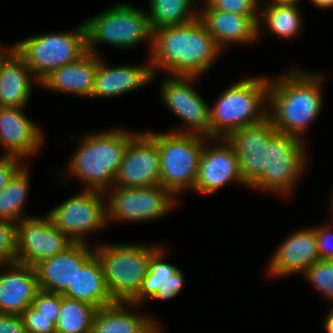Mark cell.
<instances>
[{
    "label": "cell",
    "instance_id": "28",
    "mask_svg": "<svg viewBox=\"0 0 333 333\" xmlns=\"http://www.w3.org/2000/svg\"><path fill=\"white\" fill-rule=\"evenodd\" d=\"M96 311V307L86 302L61 295L56 333H91Z\"/></svg>",
    "mask_w": 333,
    "mask_h": 333
},
{
    "label": "cell",
    "instance_id": "7",
    "mask_svg": "<svg viewBox=\"0 0 333 333\" xmlns=\"http://www.w3.org/2000/svg\"><path fill=\"white\" fill-rule=\"evenodd\" d=\"M14 46L40 85L53 71L77 61L87 52L85 26L83 23L72 33L28 37Z\"/></svg>",
    "mask_w": 333,
    "mask_h": 333
},
{
    "label": "cell",
    "instance_id": "43",
    "mask_svg": "<svg viewBox=\"0 0 333 333\" xmlns=\"http://www.w3.org/2000/svg\"><path fill=\"white\" fill-rule=\"evenodd\" d=\"M2 49H0V68H1V65L3 64V62L5 61V59L7 58L6 55H3V51L1 52Z\"/></svg>",
    "mask_w": 333,
    "mask_h": 333
},
{
    "label": "cell",
    "instance_id": "6",
    "mask_svg": "<svg viewBox=\"0 0 333 333\" xmlns=\"http://www.w3.org/2000/svg\"><path fill=\"white\" fill-rule=\"evenodd\" d=\"M147 134L159 149L160 185L173 195L187 187L194 190L204 136L176 132Z\"/></svg>",
    "mask_w": 333,
    "mask_h": 333
},
{
    "label": "cell",
    "instance_id": "8",
    "mask_svg": "<svg viewBox=\"0 0 333 333\" xmlns=\"http://www.w3.org/2000/svg\"><path fill=\"white\" fill-rule=\"evenodd\" d=\"M86 49L95 52V44L108 43L115 47L129 48L143 40L151 42L153 31L148 14L130 4H118L84 22Z\"/></svg>",
    "mask_w": 333,
    "mask_h": 333
},
{
    "label": "cell",
    "instance_id": "1",
    "mask_svg": "<svg viewBox=\"0 0 333 333\" xmlns=\"http://www.w3.org/2000/svg\"><path fill=\"white\" fill-rule=\"evenodd\" d=\"M221 49L199 18L175 26L153 30L150 63L153 75L162 68L174 76L205 73Z\"/></svg>",
    "mask_w": 333,
    "mask_h": 333
},
{
    "label": "cell",
    "instance_id": "34",
    "mask_svg": "<svg viewBox=\"0 0 333 333\" xmlns=\"http://www.w3.org/2000/svg\"><path fill=\"white\" fill-rule=\"evenodd\" d=\"M21 316L27 333H56L54 317H45L32 306H29Z\"/></svg>",
    "mask_w": 333,
    "mask_h": 333
},
{
    "label": "cell",
    "instance_id": "10",
    "mask_svg": "<svg viewBox=\"0 0 333 333\" xmlns=\"http://www.w3.org/2000/svg\"><path fill=\"white\" fill-rule=\"evenodd\" d=\"M110 193L107 221H145L159 218L175 204V196L161 185L153 187L116 186Z\"/></svg>",
    "mask_w": 333,
    "mask_h": 333
},
{
    "label": "cell",
    "instance_id": "37",
    "mask_svg": "<svg viewBox=\"0 0 333 333\" xmlns=\"http://www.w3.org/2000/svg\"><path fill=\"white\" fill-rule=\"evenodd\" d=\"M328 227L314 228L318 254L322 260L333 261V244L330 239H333V233H331Z\"/></svg>",
    "mask_w": 333,
    "mask_h": 333
},
{
    "label": "cell",
    "instance_id": "45",
    "mask_svg": "<svg viewBox=\"0 0 333 333\" xmlns=\"http://www.w3.org/2000/svg\"><path fill=\"white\" fill-rule=\"evenodd\" d=\"M331 198H332L331 205H332V209H333V194H332Z\"/></svg>",
    "mask_w": 333,
    "mask_h": 333
},
{
    "label": "cell",
    "instance_id": "25",
    "mask_svg": "<svg viewBox=\"0 0 333 333\" xmlns=\"http://www.w3.org/2000/svg\"><path fill=\"white\" fill-rule=\"evenodd\" d=\"M8 50L0 68V107L24 108L31 94L29 73L32 75V71L15 46Z\"/></svg>",
    "mask_w": 333,
    "mask_h": 333
},
{
    "label": "cell",
    "instance_id": "16",
    "mask_svg": "<svg viewBox=\"0 0 333 333\" xmlns=\"http://www.w3.org/2000/svg\"><path fill=\"white\" fill-rule=\"evenodd\" d=\"M87 246L85 242H74L65 251L38 263L35 269L40 290L62 294L78 270L95 255Z\"/></svg>",
    "mask_w": 333,
    "mask_h": 333
},
{
    "label": "cell",
    "instance_id": "35",
    "mask_svg": "<svg viewBox=\"0 0 333 333\" xmlns=\"http://www.w3.org/2000/svg\"><path fill=\"white\" fill-rule=\"evenodd\" d=\"M212 9L238 13L241 15H259L258 0H204Z\"/></svg>",
    "mask_w": 333,
    "mask_h": 333
},
{
    "label": "cell",
    "instance_id": "11",
    "mask_svg": "<svg viewBox=\"0 0 333 333\" xmlns=\"http://www.w3.org/2000/svg\"><path fill=\"white\" fill-rule=\"evenodd\" d=\"M16 225V262L35 267L43 260L65 251L74 241L48 217H27Z\"/></svg>",
    "mask_w": 333,
    "mask_h": 333
},
{
    "label": "cell",
    "instance_id": "38",
    "mask_svg": "<svg viewBox=\"0 0 333 333\" xmlns=\"http://www.w3.org/2000/svg\"><path fill=\"white\" fill-rule=\"evenodd\" d=\"M0 333H27L23 317L0 313Z\"/></svg>",
    "mask_w": 333,
    "mask_h": 333
},
{
    "label": "cell",
    "instance_id": "30",
    "mask_svg": "<svg viewBox=\"0 0 333 333\" xmlns=\"http://www.w3.org/2000/svg\"><path fill=\"white\" fill-rule=\"evenodd\" d=\"M26 167H21L0 192V219L17 222L25 202L29 178Z\"/></svg>",
    "mask_w": 333,
    "mask_h": 333
},
{
    "label": "cell",
    "instance_id": "24",
    "mask_svg": "<svg viewBox=\"0 0 333 333\" xmlns=\"http://www.w3.org/2000/svg\"><path fill=\"white\" fill-rule=\"evenodd\" d=\"M153 78L151 65L108 68L98 58L91 97H111L128 93L148 84Z\"/></svg>",
    "mask_w": 333,
    "mask_h": 333
},
{
    "label": "cell",
    "instance_id": "39",
    "mask_svg": "<svg viewBox=\"0 0 333 333\" xmlns=\"http://www.w3.org/2000/svg\"><path fill=\"white\" fill-rule=\"evenodd\" d=\"M20 158L17 157H5L0 162V192L8 184L9 180L14 174L21 168L18 163Z\"/></svg>",
    "mask_w": 333,
    "mask_h": 333
},
{
    "label": "cell",
    "instance_id": "20",
    "mask_svg": "<svg viewBox=\"0 0 333 333\" xmlns=\"http://www.w3.org/2000/svg\"><path fill=\"white\" fill-rule=\"evenodd\" d=\"M21 111L18 107H0V144L7 148V157L32 155L43 142L39 127Z\"/></svg>",
    "mask_w": 333,
    "mask_h": 333
},
{
    "label": "cell",
    "instance_id": "32",
    "mask_svg": "<svg viewBox=\"0 0 333 333\" xmlns=\"http://www.w3.org/2000/svg\"><path fill=\"white\" fill-rule=\"evenodd\" d=\"M304 274L314 287L333 300V261L319 259Z\"/></svg>",
    "mask_w": 333,
    "mask_h": 333
},
{
    "label": "cell",
    "instance_id": "44",
    "mask_svg": "<svg viewBox=\"0 0 333 333\" xmlns=\"http://www.w3.org/2000/svg\"><path fill=\"white\" fill-rule=\"evenodd\" d=\"M5 157H6V155L2 156V157L0 158V162H2L3 159H4Z\"/></svg>",
    "mask_w": 333,
    "mask_h": 333
},
{
    "label": "cell",
    "instance_id": "31",
    "mask_svg": "<svg viewBox=\"0 0 333 333\" xmlns=\"http://www.w3.org/2000/svg\"><path fill=\"white\" fill-rule=\"evenodd\" d=\"M270 31L282 38H292L301 28V16L297 5L269 4L262 13Z\"/></svg>",
    "mask_w": 333,
    "mask_h": 333
},
{
    "label": "cell",
    "instance_id": "19",
    "mask_svg": "<svg viewBox=\"0 0 333 333\" xmlns=\"http://www.w3.org/2000/svg\"><path fill=\"white\" fill-rule=\"evenodd\" d=\"M198 18L222 50L228 42H250L259 36L260 15H241L212 9L206 2Z\"/></svg>",
    "mask_w": 333,
    "mask_h": 333
},
{
    "label": "cell",
    "instance_id": "5",
    "mask_svg": "<svg viewBox=\"0 0 333 333\" xmlns=\"http://www.w3.org/2000/svg\"><path fill=\"white\" fill-rule=\"evenodd\" d=\"M158 247L113 244L95 249L108 291L115 302H130L137 295L149 271L151 255Z\"/></svg>",
    "mask_w": 333,
    "mask_h": 333
},
{
    "label": "cell",
    "instance_id": "9",
    "mask_svg": "<svg viewBox=\"0 0 333 333\" xmlns=\"http://www.w3.org/2000/svg\"><path fill=\"white\" fill-rule=\"evenodd\" d=\"M301 140L277 132L267 144L263 173L251 187L289 194L306 162Z\"/></svg>",
    "mask_w": 333,
    "mask_h": 333
},
{
    "label": "cell",
    "instance_id": "40",
    "mask_svg": "<svg viewBox=\"0 0 333 333\" xmlns=\"http://www.w3.org/2000/svg\"><path fill=\"white\" fill-rule=\"evenodd\" d=\"M325 328L327 333H333V309L328 313L325 319Z\"/></svg>",
    "mask_w": 333,
    "mask_h": 333
},
{
    "label": "cell",
    "instance_id": "22",
    "mask_svg": "<svg viewBox=\"0 0 333 333\" xmlns=\"http://www.w3.org/2000/svg\"><path fill=\"white\" fill-rule=\"evenodd\" d=\"M97 66L98 56L87 51L77 61L53 71L40 84L53 91L91 97Z\"/></svg>",
    "mask_w": 333,
    "mask_h": 333
},
{
    "label": "cell",
    "instance_id": "12",
    "mask_svg": "<svg viewBox=\"0 0 333 333\" xmlns=\"http://www.w3.org/2000/svg\"><path fill=\"white\" fill-rule=\"evenodd\" d=\"M101 193L104 192L85 189L53 209L48 217L74 242H84L83 235L102 228L107 222Z\"/></svg>",
    "mask_w": 333,
    "mask_h": 333
},
{
    "label": "cell",
    "instance_id": "14",
    "mask_svg": "<svg viewBox=\"0 0 333 333\" xmlns=\"http://www.w3.org/2000/svg\"><path fill=\"white\" fill-rule=\"evenodd\" d=\"M114 184L134 188L160 185V153L147 132L137 133L130 140Z\"/></svg>",
    "mask_w": 333,
    "mask_h": 333
},
{
    "label": "cell",
    "instance_id": "3",
    "mask_svg": "<svg viewBox=\"0 0 333 333\" xmlns=\"http://www.w3.org/2000/svg\"><path fill=\"white\" fill-rule=\"evenodd\" d=\"M136 134L114 129L85 137L69 162L71 173L85 181L88 190L105 192L110 183L114 185L125 150Z\"/></svg>",
    "mask_w": 333,
    "mask_h": 333
},
{
    "label": "cell",
    "instance_id": "41",
    "mask_svg": "<svg viewBox=\"0 0 333 333\" xmlns=\"http://www.w3.org/2000/svg\"><path fill=\"white\" fill-rule=\"evenodd\" d=\"M314 3V6H319V7H332L333 6V0H311Z\"/></svg>",
    "mask_w": 333,
    "mask_h": 333
},
{
    "label": "cell",
    "instance_id": "18",
    "mask_svg": "<svg viewBox=\"0 0 333 333\" xmlns=\"http://www.w3.org/2000/svg\"><path fill=\"white\" fill-rule=\"evenodd\" d=\"M1 266L10 270L0 273V313L21 315L40 291L36 269L18 262Z\"/></svg>",
    "mask_w": 333,
    "mask_h": 333
},
{
    "label": "cell",
    "instance_id": "17",
    "mask_svg": "<svg viewBox=\"0 0 333 333\" xmlns=\"http://www.w3.org/2000/svg\"><path fill=\"white\" fill-rule=\"evenodd\" d=\"M220 141L221 145L203 147L194 185V190L202 194H213L230 181L244 184L236 153L225 138H220Z\"/></svg>",
    "mask_w": 333,
    "mask_h": 333
},
{
    "label": "cell",
    "instance_id": "23",
    "mask_svg": "<svg viewBox=\"0 0 333 333\" xmlns=\"http://www.w3.org/2000/svg\"><path fill=\"white\" fill-rule=\"evenodd\" d=\"M163 247L159 246L151 255L149 271L142 281L137 295L128 304L141 303L146 296L166 300L175 297L183 286L182 272L163 260Z\"/></svg>",
    "mask_w": 333,
    "mask_h": 333
},
{
    "label": "cell",
    "instance_id": "33",
    "mask_svg": "<svg viewBox=\"0 0 333 333\" xmlns=\"http://www.w3.org/2000/svg\"><path fill=\"white\" fill-rule=\"evenodd\" d=\"M16 224L0 219V264L16 262Z\"/></svg>",
    "mask_w": 333,
    "mask_h": 333
},
{
    "label": "cell",
    "instance_id": "2",
    "mask_svg": "<svg viewBox=\"0 0 333 333\" xmlns=\"http://www.w3.org/2000/svg\"><path fill=\"white\" fill-rule=\"evenodd\" d=\"M292 70L277 81H270L268 99L273 114L268 112V118L279 133L301 139L321 110V77Z\"/></svg>",
    "mask_w": 333,
    "mask_h": 333
},
{
    "label": "cell",
    "instance_id": "26",
    "mask_svg": "<svg viewBox=\"0 0 333 333\" xmlns=\"http://www.w3.org/2000/svg\"><path fill=\"white\" fill-rule=\"evenodd\" d=\"M62 296L86 302L97 309L108 306L112 299L100 260L94 255L78 272Z\"/></svg>",
    "mask_w": 333,
    "mask_h": 333
},
{
    "label": "cell",
    "instance_id": "15",
    "mask_svg": "<svg viewBox=\"0 0 333 333\" xmlns=\"http://www.w3.org/2000/svg\"><path fill=\"white\" fill-rule=\"evenodd\" d=\"M195 76H172L162 85V98L164 103L184 122L189 124V131L176 133H192L211 139L210 107L204 102L190 83ZM191 81V82H190ZM192 130V131H191Z\"/></svg>",
    "mask_w": 333,
    "mask_h": 333
},
{
    "label": "cell",
    "instance_id": "13",
    "mask_svg": "<svg viewBox=\"0 0 333 333\" xmlns=\"http://www.w3.org/2000/svg\"><path fill=\"white\" fill-rule=\"evenodd\" d=\"M278 131L269 118L230 132L226 141L238 159V169L244 185L251 187L266 166L267 144Z\"/></svg>",
    "mask_w": 333,
    "mask_h": 333
},
{
    "label": "cell",
    "instance_id": "42",
    "mask_svg": "<svg viewBox=\"0 0 333 333\" xmlns=\"http://www.w3.org/2000/svg\"><path fill=\"white\" fill-rule=\"evenodd\" d=\"M299 0H272L270 4H288V5H296Z\"/></svg>",
    "mask_w": 333,
    "mask_h": 333
},
{
    "label": "cell",
    "instance_id": "36",
    "mask_svg": "<svg viewBox=\"0 0 333 333\" xmlns=\"http://www.w3.org/2000/svg\"><path fill=\"white\" fill-rule=\"evenodd\" d=\"M32 307L45 317H54V324L58 319L61 307V294L39 291L33 300Z\"/></svg>",
    "mask_w": 333,
    "mask_h": 333
},
{
    "label": "cell",
    "instance_id": "4",
    "mask_svg": "<svg viewBox=\"0 0 333 333\" xmlns=\"http://www.w3.org/2000/svg\"><path fill=\"white\" fill-rule=\"evenodd\" d=\"M269 83L265 78H251L224 91L210 108L211 138L219 141L234 130L267 119L269 111L262 110L261 106L263 101H268Z\"/></svg>",
    "mask_w": 333,
    "mask_h": 333
},
{
    "label": "cell",
    "instance_id": "21",
    "mask_svg": "<svg viewBox=\"0 0 333 333\" xmlns=\"http://www.w3.org/2000/svg\"><path fill=\"white\" fill-rule=\"evenodd\" d=\"M320 259L314 229H304L292 234L273 255L269 271L273 275L285 276L305 272Z\"/></svg>",
    "mask_w": 333,
    "mask_h": 333
},
{
    "label": "cell",
    "instance_id": "27",
    "mask_svg": "<svg viewBox=\"0 0 333 333\" xmlns=\"http://www.w3.org/2000/svg\"><path fill=\"white\" fill-rule=\"evenodd\" d=\"M125 304L115 302L97 309L91 333H160L152 319L127 312Z\"/></svg>",
    "mask_w": 333,
    "mask_h": 333
},
{
    "label": "cell",
    "instance_id": "29",
    "mask_svg": "<svg viewBox=\"0 0 333 333\" xmlns=\"http://www.w3.org/2000/svg\"><path fill=\"white\" fill-rule=\"evenodd\" d=\"M152 31L160 27L188 24L198 18L190 11L192 0H149Z\"/></svg>",
    "mask_w": 333,
    "mask_h": 333
}]
</instances>
